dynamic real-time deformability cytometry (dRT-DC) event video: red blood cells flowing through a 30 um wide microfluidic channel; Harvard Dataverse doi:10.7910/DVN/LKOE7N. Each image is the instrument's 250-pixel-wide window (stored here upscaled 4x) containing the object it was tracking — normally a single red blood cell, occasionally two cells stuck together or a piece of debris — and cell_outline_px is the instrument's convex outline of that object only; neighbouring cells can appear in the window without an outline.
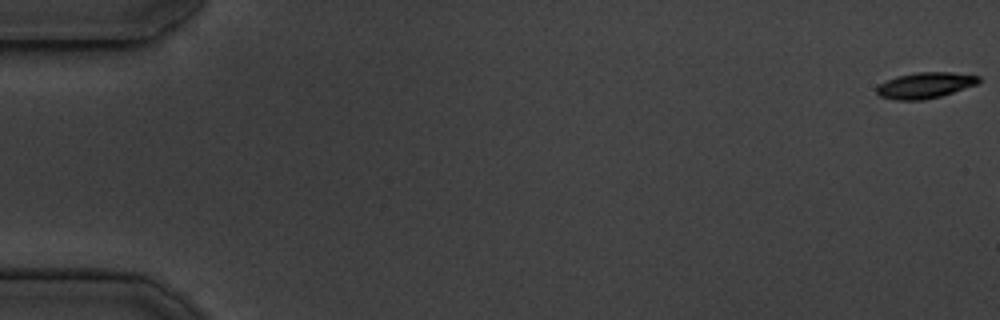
{"species": "common noctule bat (a hibernating species)", "species_latin": "Nyctalus noctula", "temperature_condition": "cold", "stored_images_in_passage": 8, "camera_frame_rate_fps": 3000, "um_per_image_px": 0.085, "animal": {"sex": "male", "body_mass_g": 19.5, "forearm_length_mm": 54.6}, "frame": {"image": 1, "passage_image": 1, "time_ms": 0.0, "image_size_px": [1000, 320], "cell_outline_px": [[980, 80], [976, 84], [940, 96], [924, 100], [896, 100], [880, 96], [876, 92], [876, 88], [880, 84], [896, 76], [916, 72], [952, 72], [980, 76]], "centroid_in_image_um": [78.61, 7.25], "position_along_channel_um": 6.4, "area_um2": 15.26}}